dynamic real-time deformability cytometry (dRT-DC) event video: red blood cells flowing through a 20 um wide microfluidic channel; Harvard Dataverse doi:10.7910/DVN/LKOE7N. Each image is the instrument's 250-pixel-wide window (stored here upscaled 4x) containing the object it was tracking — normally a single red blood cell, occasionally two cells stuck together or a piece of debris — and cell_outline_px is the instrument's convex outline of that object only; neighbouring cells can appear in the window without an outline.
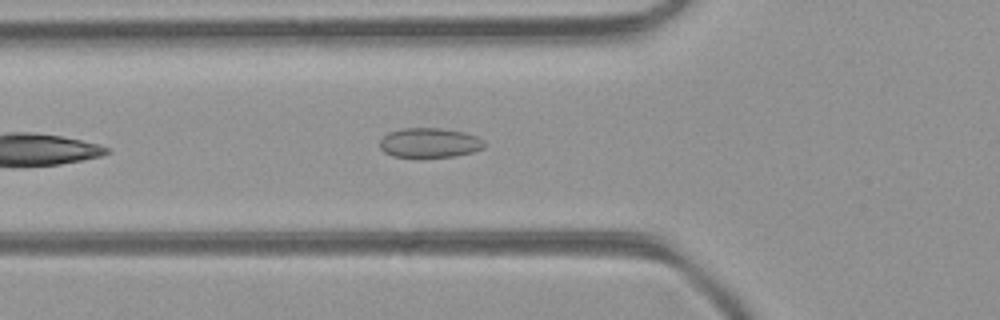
{"species": "common noctule bat (a hibernating species)", "species_latin": "Nyctalus noctula", "temperature_condition": "room temperature", "stored_images_in_passage": 33, "camera_frame_rate_fps": 3000, "um_per_image_px": 0.085, "animal": {"sex": "female", "body_mass_g": 21.9}, "frame": {"image": 1, "passage_image": 5, "time_ms": 1.333, "image_size_px": [1000, 320], "cell_outline_px": [[484, 148], [472, 152], [456, 156], [420, 160], [392, 156], [384, 152], [380, 148], [380, 140], [388, 132], [404, 128], [440, 128], [464, 132], [476, 136], [484, 140]], "centroid_in_image_um": [36.49, 12.18], "position_along_channel_um": 89.3, "area_um2": 18.79}}
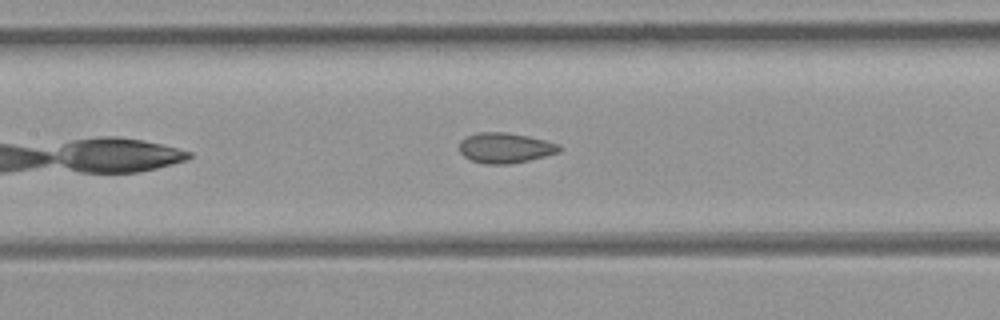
{"frame": {"image": 2, "passage_image": 10, "time_ms": 3.0, "image_size_px": [1000, 320], "cell_outline_px": [[560, 152], [528, 160], [508, 164], [484, 164], [472, 160], [464, 156], [460, 152], [460, 140], [468, 136], [480, 132], [504, 132], [528, 136], [544, 140], [556, 144], [560, 148]], "centroid_in_image_um": [42.91, 12.57], "position_along_channel_um": 164.5, "area_um2": 17.34}}
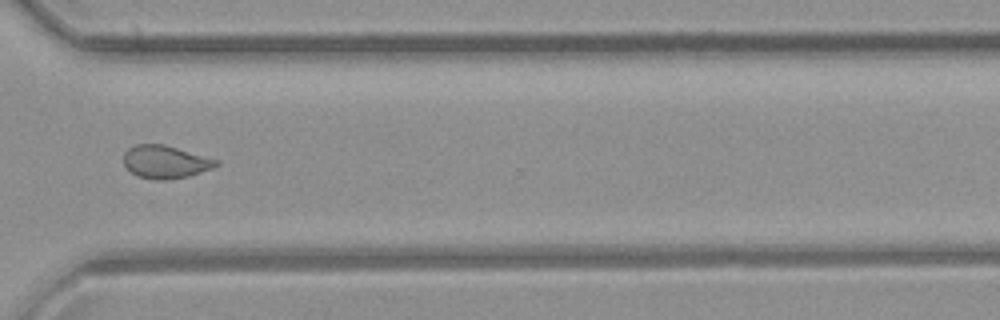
{"frame": {"image": 3, "passage_image": 23, "time_ms": 7.333, "image_size_px": [1000, 320], "cell_outline_px": [[220, 164], [212, 168], [188, 176], [164, 180], [152, 180], [136, 176], [124, 164], [124, 152], [128, 148], [136, 144], [164, 144], [220, 160]], "centroid_in_image_um": [14.06, 13.76], "position_along_channel_um": 356.5, "area_um2": 17.8}, "authors_computed_cell_mechanics": {"area_um2": 17.6868, "velocity_mm_per_s": 4.4417, "shape_relaxation_time_tau1_ms": null, "shape_relaxation_time_tau2_ms": 1.4849, "deformation_change_tau1": null, "deformation_change_tau2": 0.0741}}